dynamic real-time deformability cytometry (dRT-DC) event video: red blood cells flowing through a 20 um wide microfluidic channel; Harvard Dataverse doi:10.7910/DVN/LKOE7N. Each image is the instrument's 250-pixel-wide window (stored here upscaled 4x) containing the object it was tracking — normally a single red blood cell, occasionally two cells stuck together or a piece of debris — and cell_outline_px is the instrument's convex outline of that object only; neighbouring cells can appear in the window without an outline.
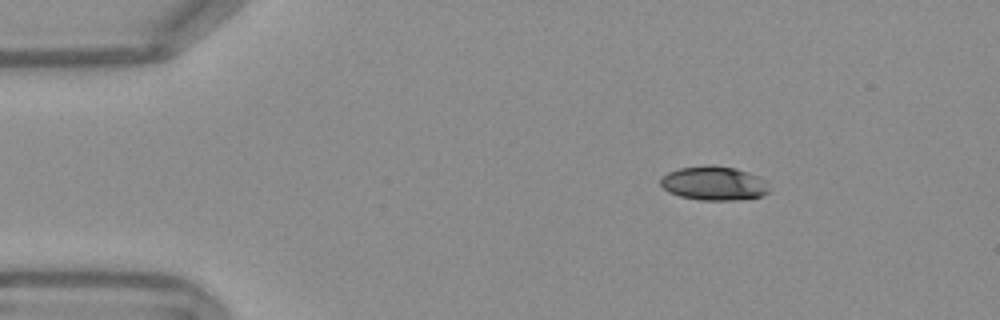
{"species": "Egyptian fruit bat (a non-hibernating species)", "species_latin": "Rousettus aegyptiacus", "temperature_condition": "warm", "stored_images_in_passage": 46, "camera_frame_rate_fps": 3000, "um_per_image_px": 0.085, "frame": {"image": 1, "passage_image": 1, "time_ms": 0.0, "image_size_px": [1000, 320], "cell_outline_px": [[768, 192], [760, 196], [736, 200], [700, 200], [680, 196], [668, 192], [660, 184], [660, 180], [668, 172], [680, 168], [712, 164], [736, 168], [748, 172], [764, 180], [768, 188]], "centroid_in_image_um": [60.65, 15.57], "position_along_channel_um": 24.3, "area_um2": 21.39}}
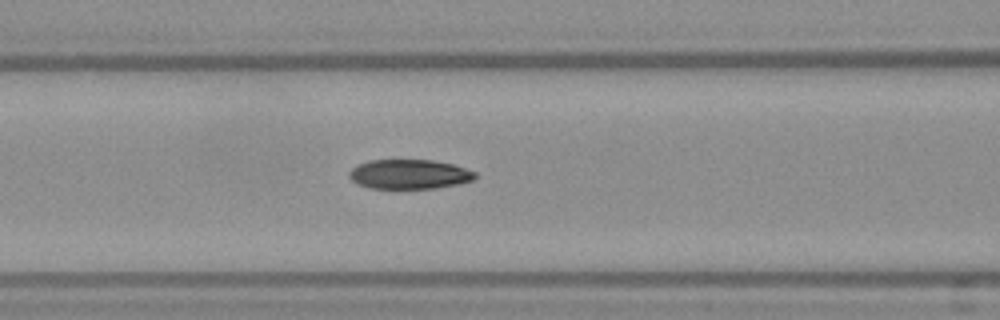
{"frame": {"image": 2, "passage_image": 15, "time_ms": 4.667, "image_size_px": [1000, 320], "cell_outline_px": [[476, 176], [472, 180], [460, 184], [436, 188], [368, 188], [356, 184], [348, 176], [348, 172], [356, 164], [368, 160], [432, 160], [452, 164], [476, 172]], "centroid_in_image_um": [34.74, 14.81], "position_along_channel_um": 131.9, "area_um2": 21.79}}
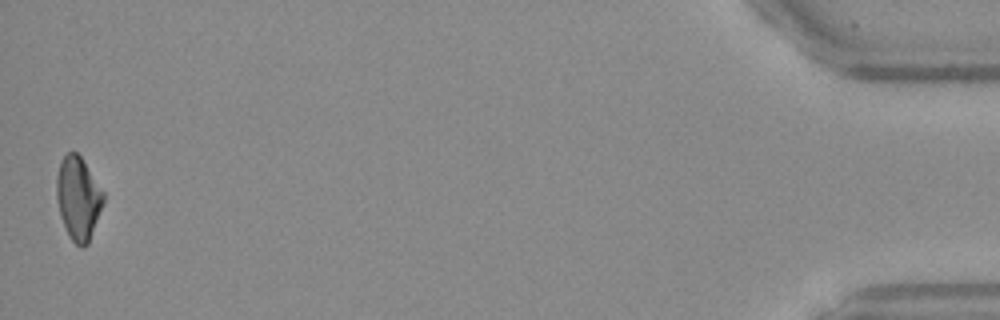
{"frame": {"image": 3, "passage_image": 46, "time_ms": 15.0, "image_size_px": [1000, 320], "cell_outline_px": [[104, 200], [88, 244], [84, 248], [80, 248], [68, 236], [60, 216], [56, 196], [56, 176], [60, 164], [64, 156], [68, 152], [76, 152], [80, 156], [104, 192]], "centroid_in_image_um": [6.63, 16.88], "position_along_channel_um": 428.6, "area_um2": 22.54}, "authors_computed_cell_mechanics": {"area_um2": 22.5709, "velocity_mm_per_s": 3.7841, "shape_relaxation_time_tau1_ms": null, "shape_relaxation_time_tau2_ms": 3.9957, "deformation_change_tau1": null, "deformation_change_tau2": 0.1053}}